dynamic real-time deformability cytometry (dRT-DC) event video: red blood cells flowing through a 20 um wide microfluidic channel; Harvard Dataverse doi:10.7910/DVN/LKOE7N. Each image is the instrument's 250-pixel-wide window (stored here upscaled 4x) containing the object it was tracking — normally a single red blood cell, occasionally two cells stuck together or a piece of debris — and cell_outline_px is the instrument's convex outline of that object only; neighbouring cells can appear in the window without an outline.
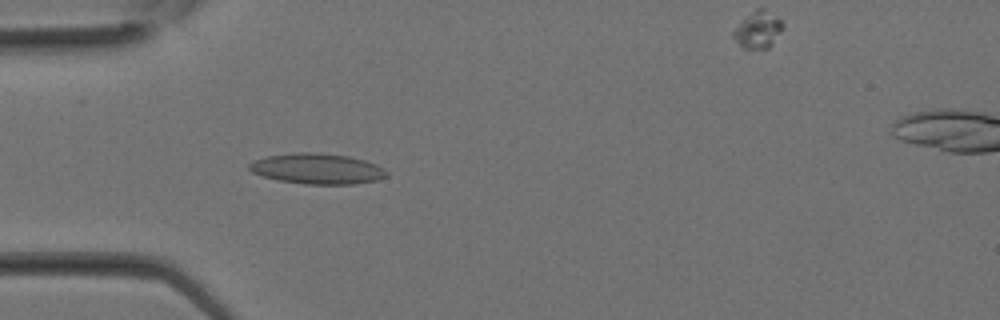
{"species": "Egyptian fruit bat (a non-hibernating species)", "species_latin": "Rousettus aegyptiacus", "temperature_condition": "room temperature", "stored_images_in_passage": 32, "camera_frame_rate_fps": 3000, "um_per_image_px": 0.085, "animal": {"sex": "female"}, "frame": {"image": 1, "passage_image": 9, "time_ms": 2.667, "image_size_px": [1000, 320], "cell_outline_px": [[388, 176], [376, 180], [356, 184], [304, 184], [276, 180], [252, 172], [248, 168], [248, 164], [256, 160], [268, 156], [296, 152], [316, 152], [348, 156], [364, 160], [376, 164], [384, 168], [388, 172]], "centroid_in_image_um": [26.99, 14.34], "position_along_channel_um": 58.0, "area_um2": 24.51}}
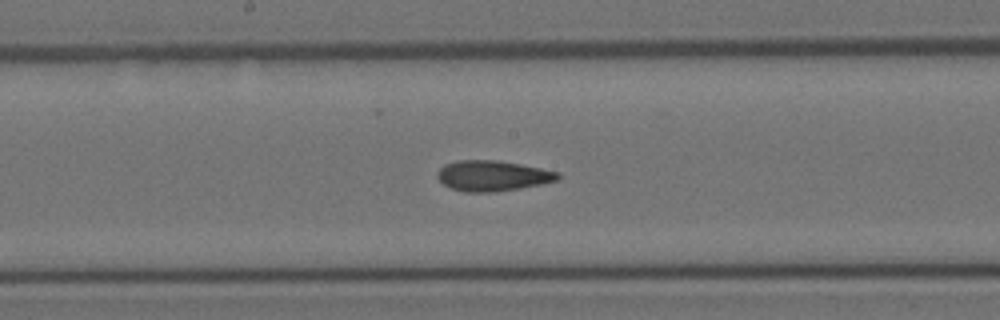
{"frame": {"image": 2, "passage_image": 16, "time_ms": 5.0, "image_size_px": [1000, 320], "cell_outline_px": [[560, 180], [544, 184], [496, 192], [464, 192], [452, 188], [444, 184], [436, 176], [436, 172], [444, 164], [456, 160], [496, 160], [520, 164], [560, 172]], "centroid_in_image_um": [41.88, 14.94], "position_along_channel_um": 206.3, "area_um2": 21.62}}
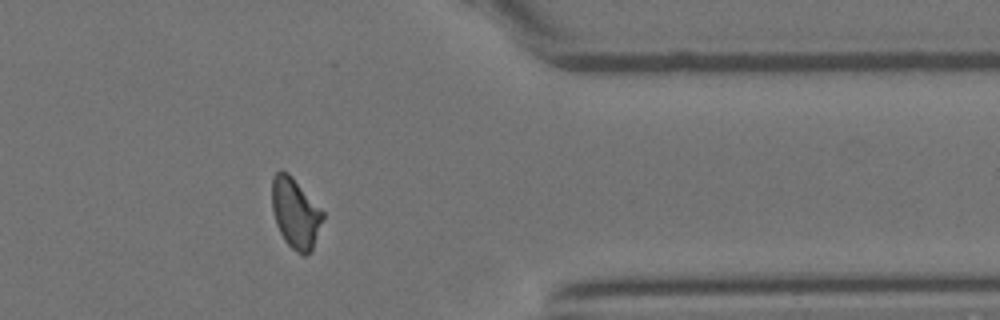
{"frame": {"image": 3, "passage_image": 25, "time_ms": 8.0, "image_size_px": [1000, 320], "cell_outline_px": [[324, 220], [312, 252], [304, 256], [296, 252], [284, 240], [276, 224], [272, 208], [272, 176], [280, 168], [288, 172], [292, 176], [324, 212]], "centroid_in_image_um": [25.12, 18.12], "position_along_channel_um": 386.3, "area_um2": 21.15}}